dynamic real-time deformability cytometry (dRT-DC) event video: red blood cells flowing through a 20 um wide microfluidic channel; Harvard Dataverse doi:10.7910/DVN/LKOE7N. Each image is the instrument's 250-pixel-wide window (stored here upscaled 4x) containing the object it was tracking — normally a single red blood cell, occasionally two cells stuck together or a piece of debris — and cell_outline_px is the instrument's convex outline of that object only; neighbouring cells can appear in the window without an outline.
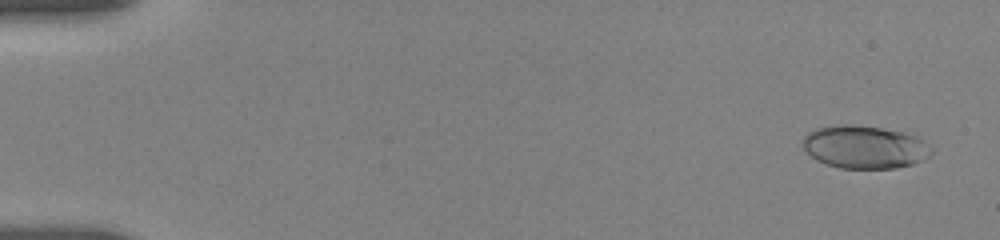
{"species": "human", "species_latin": "Homo sapiens", "temperature_condition": "room temperature", "stored_images_in_passage": 38, "camera_frame_rate_fps": 3000, "um_per_image_px": 0.085, "donor": {"sex": "female"}, "frame": {"image": 1, "passage_image": 3, "time_ms": 0.667, "image_size_px": [1000, 240], "cell_outline_px": [[932, 152], [928, 156], [912, 164], [896, 168], [840, 168], [816, 160], [804, 148], [804, 136], [808, 132], [816, 128], [836, 124], [852, 124], [880, 128], [900, 132], [916, 136], [932, 148]], "centroid_in_image_um": [73.47, 12.49], "position_along_channel_um": 11.5, "area_um2": 31.79}}
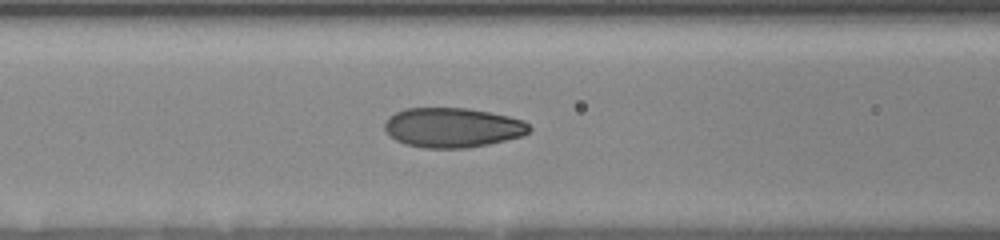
{"frame": {"image": 2, "passage_image": 24, "time_ms": 7.667, "image_size_px": [1000, 240], "cell_outline_px": [[532, 128], [524, 136], [488, 144], [468, 148], [424, 148], [404, 144], [396, 140], [384, 128], [384, 124], [396, 112], [404, 108], [468, 108], [508, 116], [524, 120]], "centroid_in_image_um": [38.5, 10.85], "position_along_channel_um": 128.1, "area_um2": 33.41}}
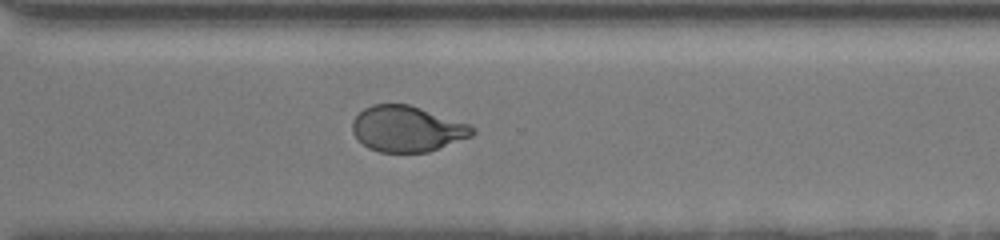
{"frame": {"image": 3, "passage_image": 38, "time_ms": 13.333, "image_size_px": [1000, 240], "cell_outline_px": [[476, 132], [472, 136], [428, 152], [380, 152], [368, 148], [352, 132], [352, 120], [364, 108], [372, 104], [408, 104], [472, 124], [476, 128]], "centroid_in_image_um": [34.64, 10.94], "position_along_channel_um": 336.0, "area_um2": 32.14}}